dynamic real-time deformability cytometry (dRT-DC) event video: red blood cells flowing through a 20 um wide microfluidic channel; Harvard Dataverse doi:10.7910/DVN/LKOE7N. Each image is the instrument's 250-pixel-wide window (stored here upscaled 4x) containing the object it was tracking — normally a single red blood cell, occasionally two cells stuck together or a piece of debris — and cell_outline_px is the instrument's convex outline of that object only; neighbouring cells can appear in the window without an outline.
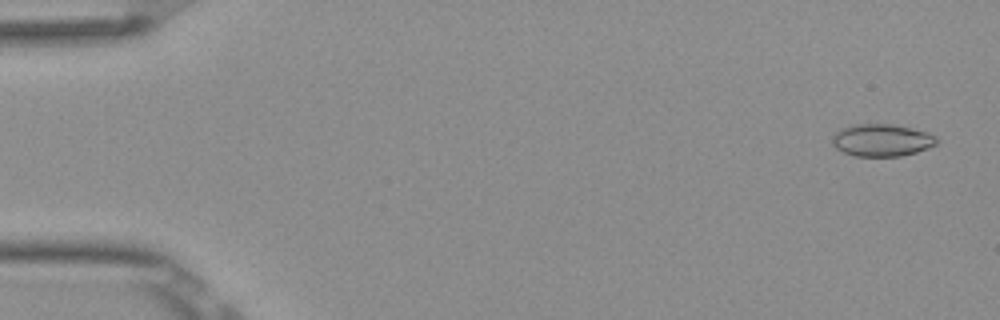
{"species": "Egyptian fruit bat (a non-hibernating species)", "species_latin": "Rousettus aegyptiacus", "temperature_condition": "room temperature", "stored_images_in_passage": 52, "camera_frame_rate_fps": 3000, "um_per_image_px": 0.085, "frame": {"image": 1, "passage_image": 2, "time_ms": 0.333, "image_size_px": [1000, 320], "cell_outline_px": [[936, 144], [928, 148], [916, 152], [900, 156], [852, 156], [836, 148], [832, 144], [832, 136], [840, 128], [852, 124], [892, 124], [912, 128], [928, 132], [936, 136]], "centroid_in_image_um": [74.92, 11.91], "position_along_channel_um": 10.1, "area_um2": 19.77}}
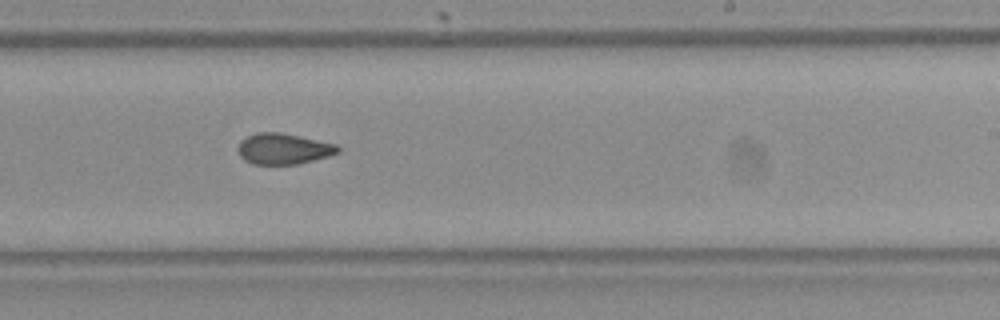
{"frame": {"image": 2, "passage_image": 32, "time_ms": 10.333, "image_size_px": [1000, 320], "cell_outline_px": [[340, 152], [328, 156], [296, 164], [252, 164], [244, 160], [240, 156], [236, 148], [240, 140], [256, 132], [280, 132], [300, 136], [336, 144], [340, 148]], "centroid_in_image_um": [24.05, 12.64], "position_along_channel_um": 264.9, "area_um2": 18.03}}
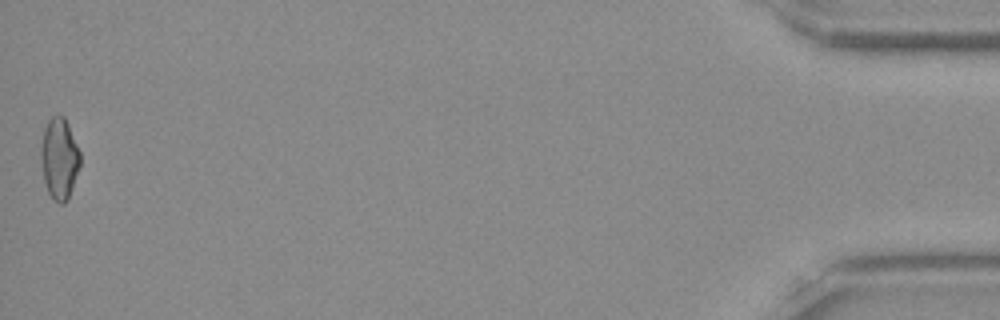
{"frame": {"image": 3, "passage_image": 52, "time_ms": 17.0, "image_size_px": [1000, 320], "cell_outline_px": [[80, 164], [68, 200], [64, 204], [60, 204], [52, 200], [48, 192], [44, 180], [40, 156], [40, 148], [44, 128], [48, 120], [52, 116], [64, 116], [68, 124], [80, 152]], "centroid_in_image_um": [5.03, 13.5], "position_along_channel_um": 430.2, "area_um2": 18.61}, "authors_computed_cell_mechanics": {"area_um2": 18.5827, "velocity_mm_per_s": 3.9056, "shape_relaxation_time_tau1_ms": null, "shape_relaxation_time_tau2_ms": 1.9333, "deformation_change_tau1": null, "deformation_change_tau2": 0.0701}}